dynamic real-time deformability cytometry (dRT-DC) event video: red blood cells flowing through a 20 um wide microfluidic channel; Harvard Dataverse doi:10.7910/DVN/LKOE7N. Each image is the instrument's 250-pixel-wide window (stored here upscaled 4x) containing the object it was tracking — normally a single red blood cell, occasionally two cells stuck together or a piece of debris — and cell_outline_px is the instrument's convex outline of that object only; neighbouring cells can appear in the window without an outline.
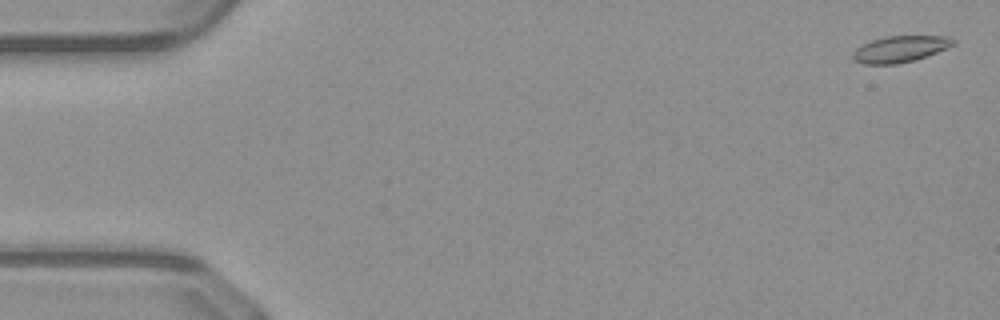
{"species": "common noctule bat (a hibernating species)", "species_latin": "Nyctalus noctula", "temperature_condition": "warm", "stored_images_in_passage": 47, "camera_frame_rate_fps": 3000, "um_per_image_px": 0.085, "animal": {"sex": "male", "body_mass_g": 23.1, "forearm_length_mm": 52.7}, "frame": {"image": 1, "passage_image": 2, "time_ms": 0.333, "image_size_px": [1000, 320], "cell_outline_px": [[956, 44], [948, 48], [916, 60], [896, 64], [864, 64], [852, 60], [852, 52], [860, 44], [884, 36], [952, 36], [956, 40]], "centroid_in_image_um": [76.52, 4.16], "position_along_channel_um": 8.5, "area_um2": 15.78}}
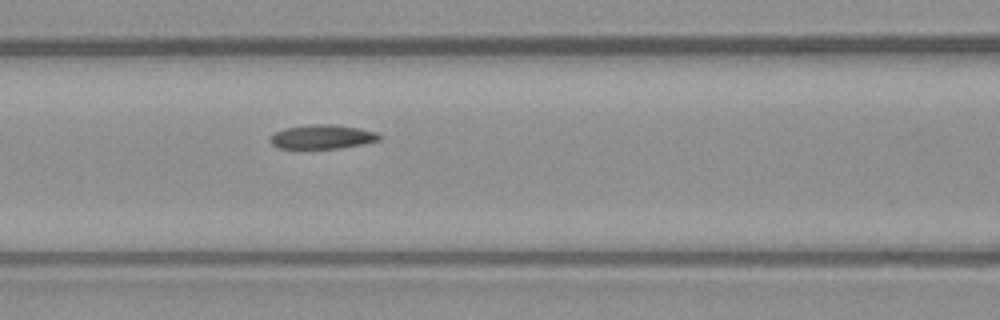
{"frame": {"image": 2, "passage_image": 22, "time_ms": 7.0, "image_size_px": [1000, 320], "cell_outline_px": [[380, 140], [364, 144], [340, 148], [276, 148], [268, 140], [276, 132], [284, 128], [308, 124], [332, 124], [360, 128], [376, 132], [380, 136]], "centroid_in_image_um": [27.39, 11.62], "position_along_channel_um": 139.2, "area_um2": 15.37}}
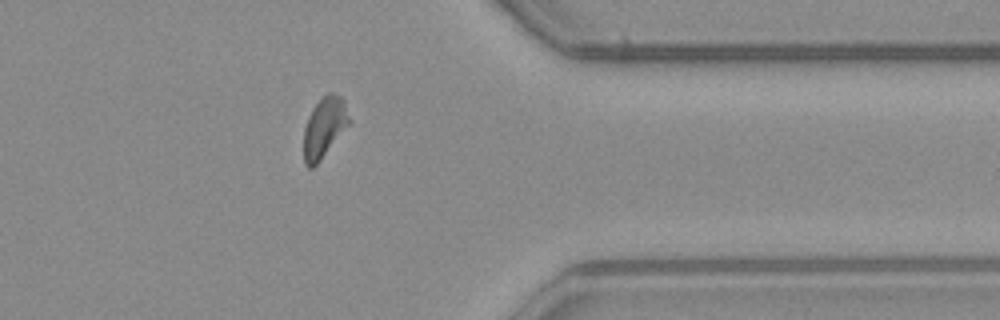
{"frame": {"image": 3, "passage_image": 41, "time_ms": 13.333, "image_size_px": [1000, 320], "cell_outline_px": [[348, 124], [320, 160], [312, 168], [308, 168], [304, 164], [304, 128], [308, 116], [312, 108], [328, 92], [332, 92], [340, 96], [344, 100], [348, 116]], "centroid_in_image_um": [27.52, 10.83], "position_along_channel_um": 383.9, "area_um2": 15.49}, "authors_computed_cell_mechanics": {"area_um2": 15.7794, "velocity_mm_per_s": 4.1029, "shape_relaxation_time_tau1_ms": null, "shape_relaxation_time_tau2_ms": 4.2625, "deformation_change_tau1": null, "deformation_change_tau2": 0.1172}}